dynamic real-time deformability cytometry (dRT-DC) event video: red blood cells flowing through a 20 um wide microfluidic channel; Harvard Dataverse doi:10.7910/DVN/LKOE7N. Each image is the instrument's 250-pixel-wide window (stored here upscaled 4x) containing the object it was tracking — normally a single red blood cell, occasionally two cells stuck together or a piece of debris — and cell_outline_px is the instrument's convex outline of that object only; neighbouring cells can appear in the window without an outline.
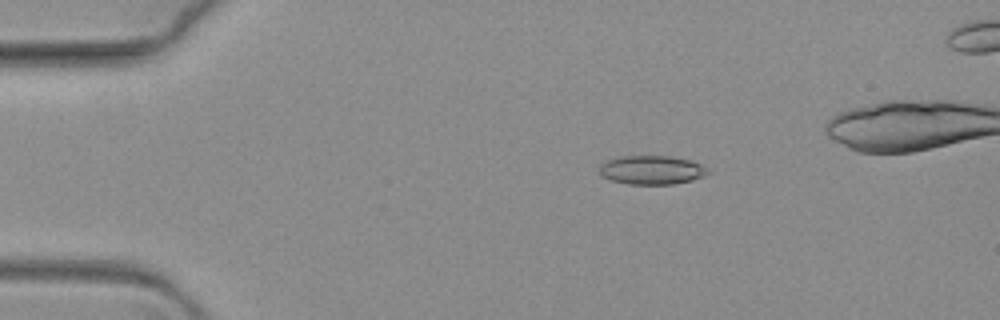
{"species": "common noctule bat (a hibernating species)", "species_latin": "Nyctalus noctula", "temperature_condition": "warm", "stored_images_in_passage": 62, "camera_frame_rate_fps": 3000, "um_per_image_px": 0.085, "animal": {"sex": "female", "body_mass_g": 19.3, "forearm_length_mm": 54.1}, "frame": {"image": 1, "passage_image": 13, "time_ms": 4.0, "image_size_px": [1000, 320], "cell_outline_px": [[712, 172], [704, 176], [692, 180], [672, 184], [628, 184], [612, 180], [600, 176], [600, 164], [608, 160], [620, 156], [672, 156], [692, 160], [700, 164]], "centroid_in_image_um": [55.41, 14.44], "position_along_channel_um": 29.6, "area_um2": 18.32}}
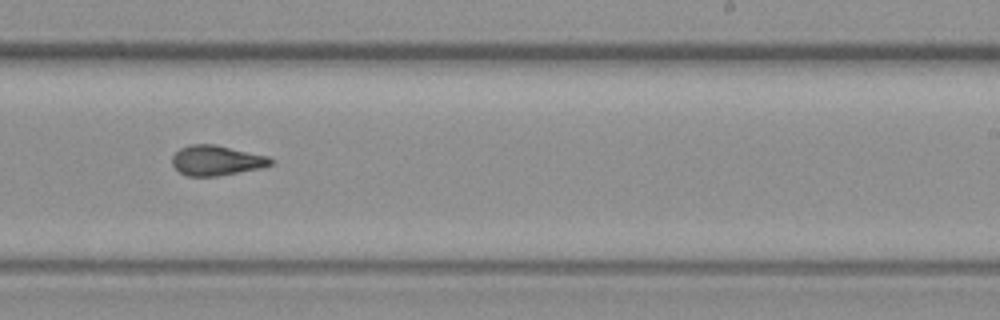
{"frame": {"image": 2, "passage_image": 42, "time_ms": 13.667, "image_size_px": [1000, 320], "cell_outline_px": [[272, 164], [260, 168], [216, 176], [188, 176], [180, 172], [172, 164], [172, 156], [180, 148], [192, 144], [216, 144], [268, 156], [272, 160]], "centroid_in_image_um": [18.38, 13.63], "position_along_channel_um": 270.6, "area_um2": 17.11}}
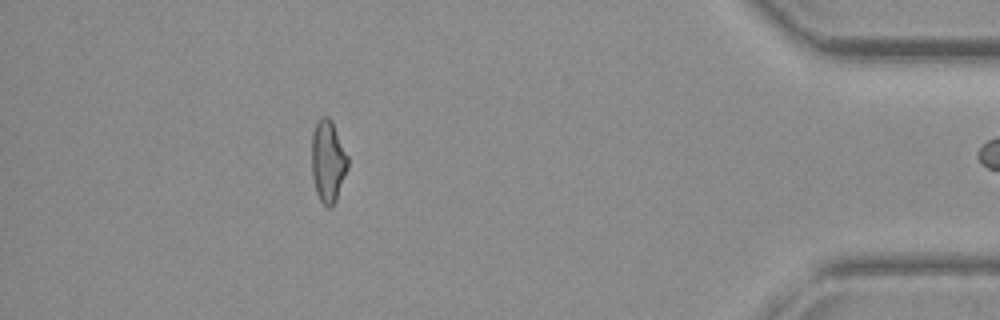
{"frame": {"image": 3, "passage_image": 60, "time_ms": 19.667, "image_size_px": [1000, 320], "cell_outline_px": [[348, 168], [336, 200], [332, 208], [328, 208], [320, 200], [316, 192], [312, 176], [312, 132], [320, 116], [328, 116], [332, 120], [348, 156]], "centroid_in_image_um": [27.88, 13.7], "position_along_channel_um": 407.3, "area_um2": 17.4}}